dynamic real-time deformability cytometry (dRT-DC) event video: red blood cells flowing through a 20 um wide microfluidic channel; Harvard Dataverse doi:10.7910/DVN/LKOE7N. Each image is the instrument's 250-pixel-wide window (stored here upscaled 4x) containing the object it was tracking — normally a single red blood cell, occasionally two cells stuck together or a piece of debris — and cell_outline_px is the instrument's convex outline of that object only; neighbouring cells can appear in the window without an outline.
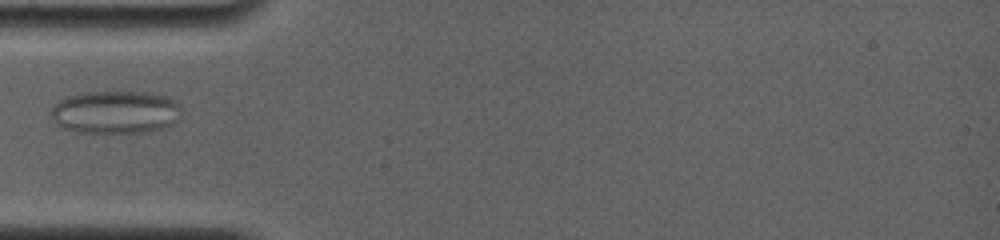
{"species": "common noctule bat (a hibernating species)", "species_latin": "Nyctalus noctula", "temperature_condition": "room temperature", "stored_images_in_passage": 39, "camera_frame_rate_fps": 4000, "um_per_image_px": 0.085, "animal": {"sex": "female", "body_mass_g": 19.0, "forearm_length_mm": 56.7}, "frame": {"image": 1, "passage_image": 12, "time_ms": 5.25, "image_size_px": [1000, 240], "cell_outline_px": [[180, 108], [176, 120], [172, 124], [148, 132], [80, 132], [64, 128], [56, 124], [52, 116], [52, 108], [60, 100], [68, 96], [80, 92], [144, 92], [168, 96], [176, 100], [180, 104]], "centroid_in_image_um": [9.82, 9.52], "position_along_channel_um": 75.2, "area_um2": 32.37}}
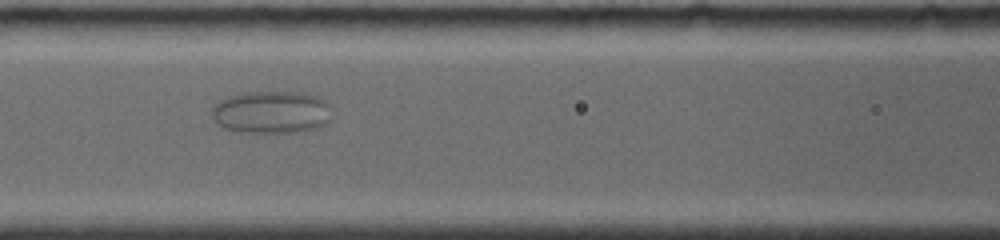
{"frame": {"image": 2, "passage_image": 18, "time_ms": 7.25, "image_size_px": [1000, 240], "cell_outline_px": [[328, 120], [324, 124], [316, 128], [296, 132], [240, 132], [224, 128], [216, 124], [212, 116], [212, 108], [216, 100], [228, 96], [248, 92], [300, 92], [316, 96], [324, 100], [328, 104]], "centroid_in_image_um": [22.99, 9.53], "position_along_channel_um": 143.6, "area_um2": 29.65}}
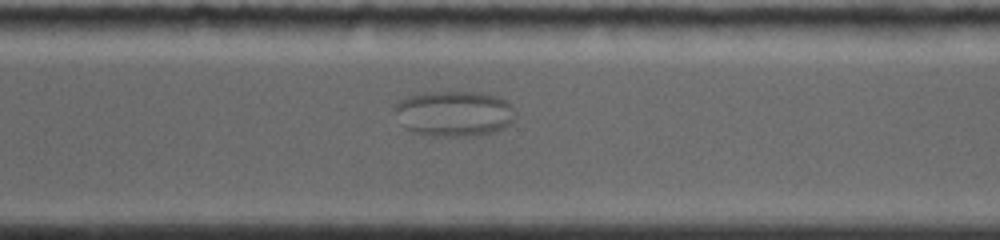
{"frame": {"image": 3, "passage_image": 32, "time_ms": 12.75, "image_size_px": [1000, 240], "cell_outline_px": [[512, 120], [504, 128], [492, 132], [464, 136], [432, 136], [412, 132], [404, 128], [396, 108], [396, 100], [408, 96], [424, 92], [480, 92], [496, 96], [504, 100], [512, 108]], "centroid_in_image_um": [38.55, 9.64], "position_along_channel_um": 332.1, "area_um2": 31.56}}